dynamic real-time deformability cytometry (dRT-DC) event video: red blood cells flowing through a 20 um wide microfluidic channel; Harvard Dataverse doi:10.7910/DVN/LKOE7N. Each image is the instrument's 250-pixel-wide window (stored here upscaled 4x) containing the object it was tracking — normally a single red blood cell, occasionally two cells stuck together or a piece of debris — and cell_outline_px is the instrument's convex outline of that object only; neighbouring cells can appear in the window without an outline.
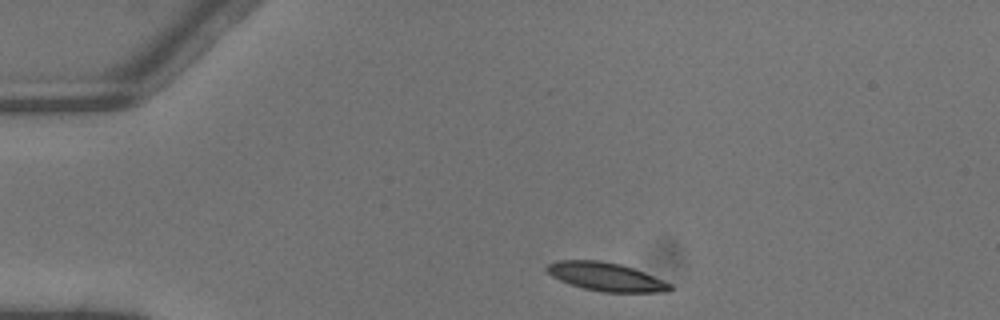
{"species": "common noctule bat (a hibernating species)", "species_latin": "Nyctalus noctula", "temperature_condition": "warm", "stored_images_in_passage": 2, "camera_frame_rate_fps": 3000, "um_per_image_px": 0.085, "animal": {"sex": "male", "body_mass_g": 13.3}, "frame": {"image": 1, "passage_image": 1, "time_ms": 0.0, "image_size_px": [1000, 320], "cell_outline_px": [[672, 288], [668, 292], [604, 292], [584, 288], [560, 280], [552, 276], [544, 268], [548, 264], [556, 260], [600, 260], [620, 264], [644, 272], [672, 284]], "centroid_in_image_um": [51.5, 23.52], "position_along_channel_um": 33.5, "area_um2": 20.29}}